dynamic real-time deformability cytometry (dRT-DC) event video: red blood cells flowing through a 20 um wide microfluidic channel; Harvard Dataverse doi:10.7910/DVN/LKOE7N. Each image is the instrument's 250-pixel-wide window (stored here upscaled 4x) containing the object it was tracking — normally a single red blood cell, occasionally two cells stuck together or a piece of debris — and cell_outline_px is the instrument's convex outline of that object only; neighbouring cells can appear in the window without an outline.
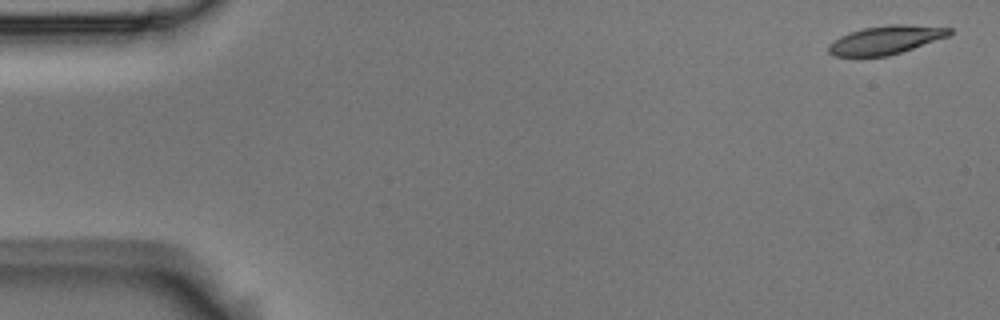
{"species": "Egyptian fruit bat (a non-hibernating species)", "species_latin": "Rousettus aegyptiacus", "temperature_condition": "room temperature", "stored_images_in_passage": 4, "camera_frame_rate_fps": 3000, "um_per_image_px": 0.085, "animal": {"sex": "male"}, "frame": {"image": 1, "passage_image": 1, "time_ms": 0.0, "image_size_px": [1000, 320], "cell_outline_px": [[952, 32], [948, 36], [888, 56], [836, 56], [828, 52], [828, 44], [840, 36], [848, 32], [864, 28], [888, 24], [904, 24], [952, 28]], "centroid_in_image_um": [75.25, 3.38], "position_along_channel_um": 9.7, "area_um2": 19.88}}
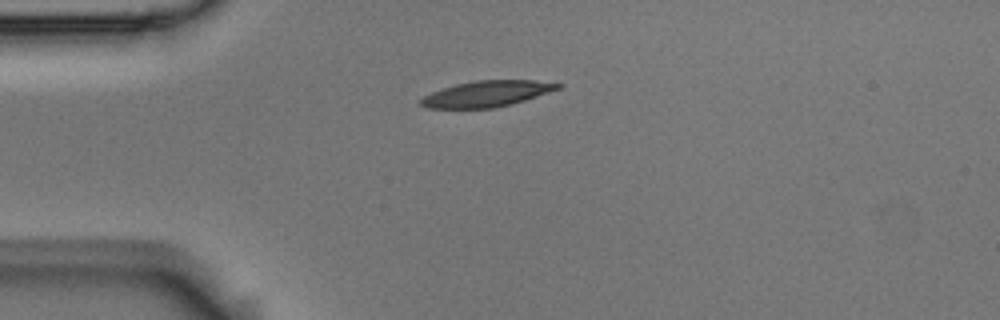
{"frame": {"image": 2, "passage_image": 4, "time_ms": 1.0, "image_size_px": [1000, 320], "cell_outline_px": [[564, 84], [560, 88], [512, 104], [492, 108], [428, 108], [420, 104], [420, 100], [424, 96], [440, 88], [456, 84], [476, 80], [532, 80]], "centroid_in_image_um": [41.35, 7.96], "position_along_channel_um": 43.6, "area_um2": 20.58}}